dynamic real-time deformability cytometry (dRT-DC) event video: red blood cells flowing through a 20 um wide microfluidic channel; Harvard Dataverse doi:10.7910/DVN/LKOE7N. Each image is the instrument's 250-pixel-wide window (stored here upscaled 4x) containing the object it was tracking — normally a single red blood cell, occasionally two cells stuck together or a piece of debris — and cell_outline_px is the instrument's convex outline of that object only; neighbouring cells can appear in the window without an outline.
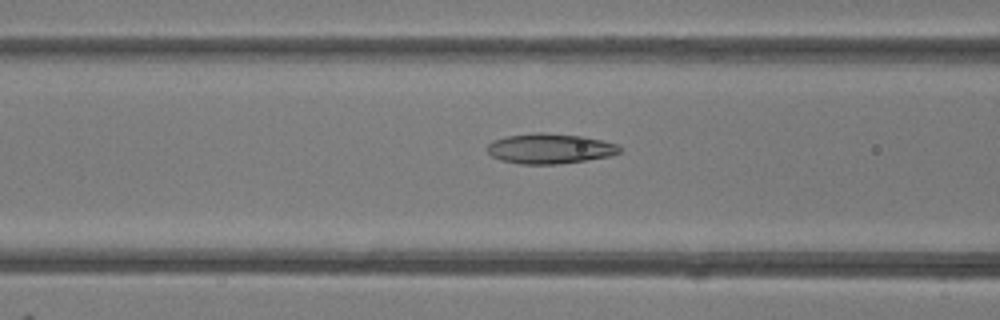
{"species": "common noctule bat (a hibernating species)", "species_latin": "Nyctalus noctula", "temperature_condition": "room temperature", "stored_images_in_passage": 49, "camera_frame_rate_fps": 3000, "um_per_image_px": 0.085, "animal": {"sex": "female"}, "frame": {"image": 1, "passage_image": 20, "time_ms": 6.333, "image_size_px": [1000, 320], "cell_outline_px": [[620, 152], [612, 156], [556, 164], [520, 164], [500, 160], [492, 156], [488, 152], [488, 144], [492, 140], [508, 136], [532, 132], [544, 132], [584, 136], [620, 144]], "centroid_in_image_um": [46.75, 12.62], "position_along_channel_um": 119.8, "area_um2": 23.41}}
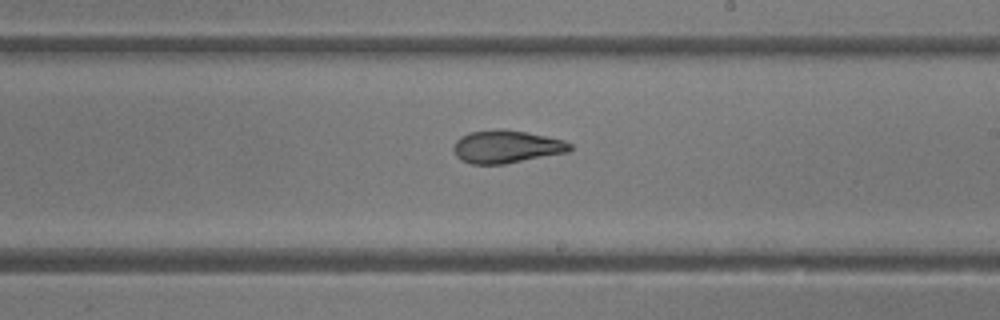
{"frame": {"image": 2, "passage_image": 29, "time_ms": 9.333, "image_size_px": [1000, 320], "cell_outline_px": [[572, 148], [568, 152], [504, 164], [472, 164], [460, 160], [456, 156], [452, 148], [456, 140], [460, 136], [468, 132], [496, 128], [500, 128], [524, 132], [564, 140], [572, 144]], "centroid_in_image_um": [43.0, 12.46], "position_along_channel_um": 246.0, "area_um2": 22.37}}
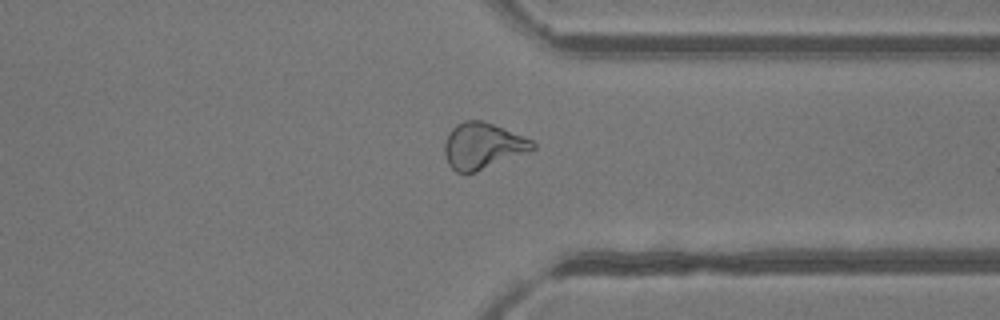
{"frame": {"image": 3, "passage_image": 38, "time_ms": 12.333, "image_size_px": [1000, 320], "cell_outline_px": [[536, 148], [476, 172], [456, 172], [448, 164], [444, 152], [444, 144], [452, 128], [456, 124], [464, 120], [484, 120], [504, 128], [532, 140], [536, 144]], "centroid_in_image_um": [41.01, 12.38], "position_along_channel_um": 370.4, "area_um2": 23.47}, "authors_computed_cell_mechanics": {"area_um2": 24.1026, "velocity_mm_per_s": 4.2086, "shape_relaxation_time_tau1_ms": 7.1184, "shape_relaxation_time_tau2_ms": 2.0263, "deformation_change_tau1": 0.213, "deformation_change_tau2": 0.0914}}